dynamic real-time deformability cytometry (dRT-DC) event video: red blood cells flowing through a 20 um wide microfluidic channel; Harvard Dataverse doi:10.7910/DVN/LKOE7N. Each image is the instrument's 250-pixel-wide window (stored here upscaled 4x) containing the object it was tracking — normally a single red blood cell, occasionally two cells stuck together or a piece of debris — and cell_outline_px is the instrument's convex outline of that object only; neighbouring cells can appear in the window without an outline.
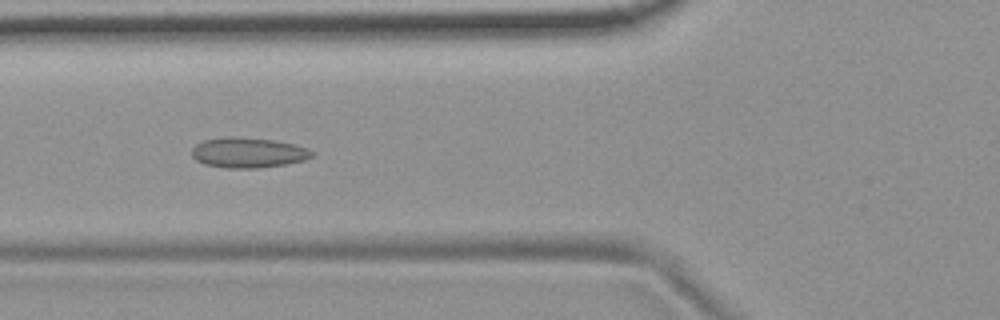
{"species": "common noctule bat (a hibernating species)", "species_latin": "Nyctalus noctula", "temperature_condition": "room temperature", "stored_images_in_passage": 49, "camera_frame_rate_fps": 3000, "um_per_image_px": 0.085, "animal": {"sex": "female", "body_mass_g": 19.9}, "frame": {"image": 1, "passage_image": 15, "time_ms": 4.667, "image_size_px": [1000, 320], "cell_outline_px": [[316, 152], [312, 156], [304, 160], [284, 164], [256, 168], [224, 168], [204, 164], [196, 160], [192, 156], [192, 148], [196, 144], [204, 140], [232, 136], [276, 140], [308, 148]], "centroid_in_image_um": [21.09, 12.97], "position_along_channel_um": 104.7, "area_um2": 21.15}}
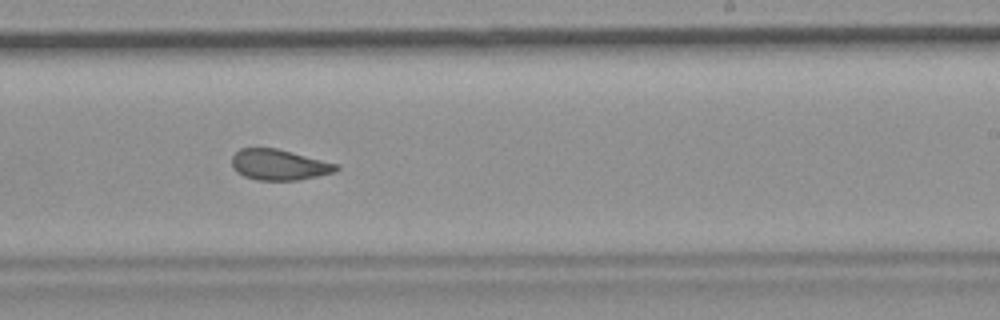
{"frame": {"image": 2, "passage_image": 28, "time_ms": 9.0, "image_size_px": [1000, 320], "cell_outline_px": [[340, 168], [336, 172], [296, 180], [256, 180], [244, 176], [236, 172], [232, 168], [232, 156], [240, 148], [276, 148], [340, 164]], "centroid_in_image_um": [23.73, 14.0], "position_along_channel_um": 265.3, "area_um2": 18.79}, "authors_computed_cell_mechanics": {"area_um2": 19.941, "velocity_mm_per_s": 3.718, "shape_relaxation_time_tau1_ms": null, "shape_relaxation_time_tau2_ms": 1.7319, "deformation_change_tau1": null, "deformation_change_tau2": 0.0707}}